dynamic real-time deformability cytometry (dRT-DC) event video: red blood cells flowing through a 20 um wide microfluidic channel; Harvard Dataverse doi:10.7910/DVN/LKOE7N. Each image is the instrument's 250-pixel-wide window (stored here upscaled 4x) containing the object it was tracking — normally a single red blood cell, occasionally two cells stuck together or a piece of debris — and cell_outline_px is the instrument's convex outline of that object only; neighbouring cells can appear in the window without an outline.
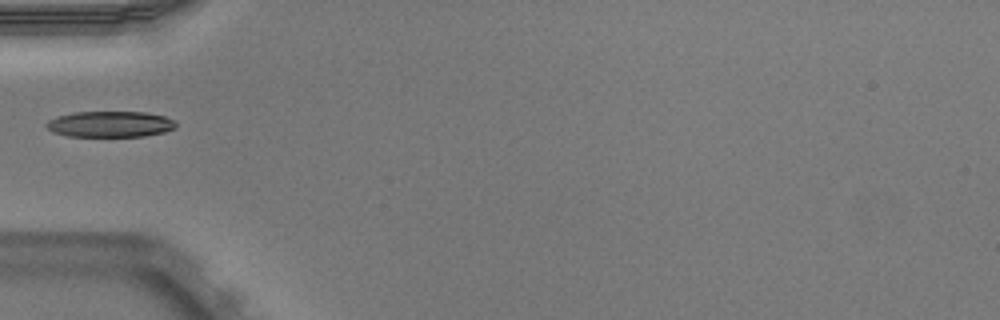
{"species": "Egyptian fruit bat (a non-hibernating species)", "species_latin": "Rousettus aegyptiacus", "temperature_condition": "warm", "stored_images_in_passage": 18, "camera_frame_rate_fps": 3000, "um_per_image_px": 0.085, "animal": {"sex": "male"}, "frame": {"image": 1, "passage_image": 1, "time_ms": 0.0, "image_size_px": [1000, 320], "cell_outline_px": [[176, 128], [164, 132], [144, 136], [68, 136], [52, 132], [44, 124], [48, 120], [56, 116], [76, 112], [144, 112], [164, 116], [176, 120]], "centroid_in_image_um": [9.36, 10.55], "position_along_channel_um": 75.6, "area_um2": 19.65}}
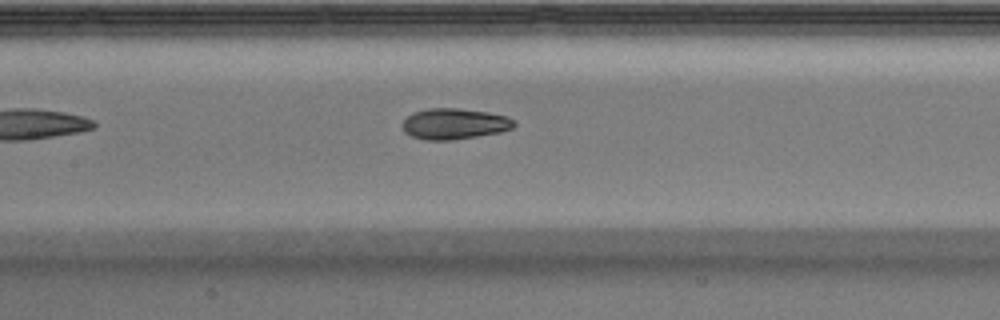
{"frame": {"image": 2, "passage_image": 8, "time_ms": 2.333, "image_size_px": [1000, 320], "cell_outline_px": [[516, 124], [512, 128], [500, 132], [452, 140], [424, 140], [412, 136], [404, 132], [404, 120], [412, 112], [428, 108], [460, 108], [488, 112], [508, 116], [516, 120]], "centroid_in_image_um": [38.65, 10.51], "position_along_channel_um": 168.8, "area_um2": 20.17}}
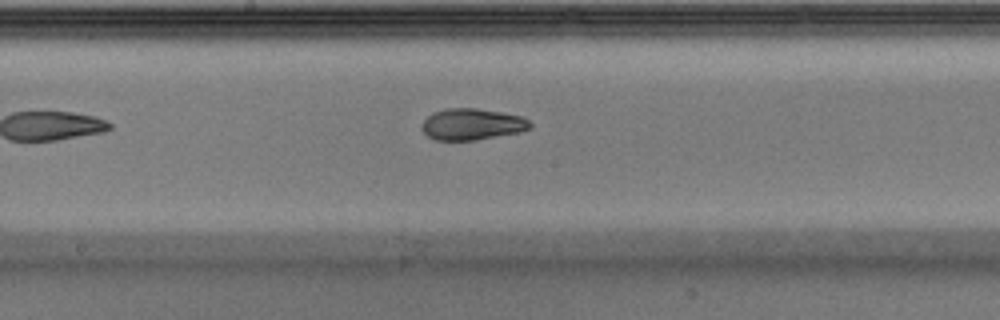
{"frame": {"image": 3, "passage_image": 11, "time_ms": 3.333, "image_size_px": [1000, 320], "cell_outline_px": [[532, 128], [520, 132], [476, 140], [436, 140], [428, 136], [420, 128], [424, 120], [432, 112], [444, 108], [476, 108], [500, 112], [520, 116], [528, 120], [532, 124]], "centroid_in_image_um": [40.11, 10.56], "position_along_channel_um": 208.1, "area_um2": 19.88}}